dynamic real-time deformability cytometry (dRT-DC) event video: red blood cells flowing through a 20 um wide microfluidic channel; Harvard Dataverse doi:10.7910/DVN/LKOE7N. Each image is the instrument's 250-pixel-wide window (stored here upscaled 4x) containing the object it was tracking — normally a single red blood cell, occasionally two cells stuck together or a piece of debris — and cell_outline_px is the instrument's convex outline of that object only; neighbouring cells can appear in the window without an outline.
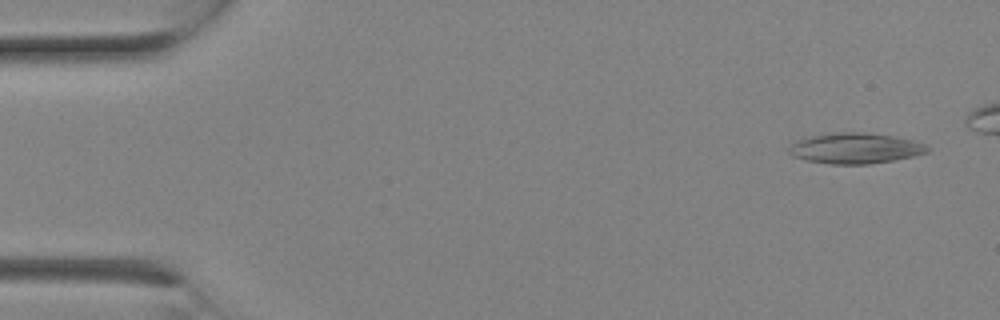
{"species": "Egyptian fruit bat (a non-hibernating species)", "species_latin": "Rousettus aegyptiacus", "temperature_condition": "room temperature", "stored_images_in_passage": 4, "camera_frame_rate_fps": 3000, "um_per_image_px": 0.085, "animal": {"sex": "female"}, "frame": {"image": 1, "passage_image": 4, "time_ms": 1.0, "image_size_px": [1000, 320], "cell_outline_px": [[928, 152], [912, 156], [892, 160], [868, 164], [832, 164], [808, 160], [792, 156], [788, 152], [788, 148], [792, 144], [808, 136], [828, 132], [864, 132], [892, 136], [912, 140], [924, 144], [928, 148]], "centroid_in_image_um": [72.65, 12.59], "position_along_channel_um": 12.3, "area_um2": 24.51}}